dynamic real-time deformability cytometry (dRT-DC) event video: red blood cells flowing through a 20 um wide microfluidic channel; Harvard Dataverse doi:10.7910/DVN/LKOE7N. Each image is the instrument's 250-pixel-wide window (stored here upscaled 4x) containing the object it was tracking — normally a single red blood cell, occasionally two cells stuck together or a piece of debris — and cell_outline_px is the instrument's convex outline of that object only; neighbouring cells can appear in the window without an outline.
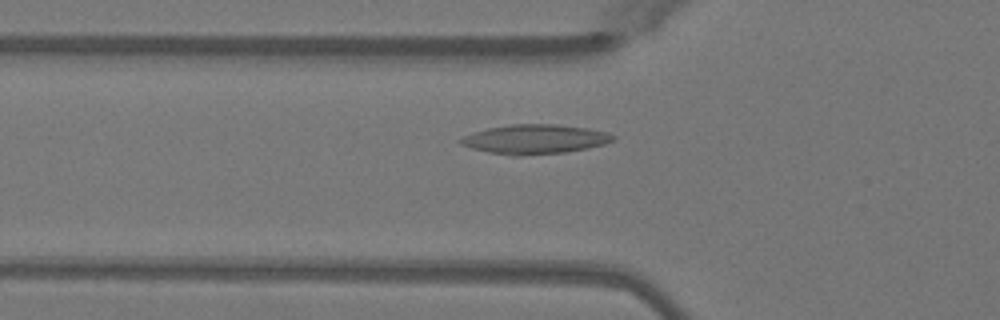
{"species": "Egyptian fruit bat (a non-hibernating species)", "species_latin": "Rousettus aegyptiacus", "temperature_condition": "warm", "stored_images_in_passage": 34, "camera_frame_rate_fps": 3000, "um_per_image_px": 0.085, "animal": {"sex": "female"}, "frame": {"image": 1, "passage_image": 15, "time_ms": 4.667, "image_size_px": [1000, 320], "cell_outline_px": [[616, 140], [604, 144], [588, 148], [564, 152], [520, 156], [512, 156], [488, 152], [472, 148], [460, 144], [456, 140], [472, 132], [488, 128], [508, 124], [556, 124], [588, 128], [604, 132], [616, 136]], "centroid_in_image_um": [45.43, 11.83], "position_along_channel_um": 80.4, "area_um2": 26.24}}
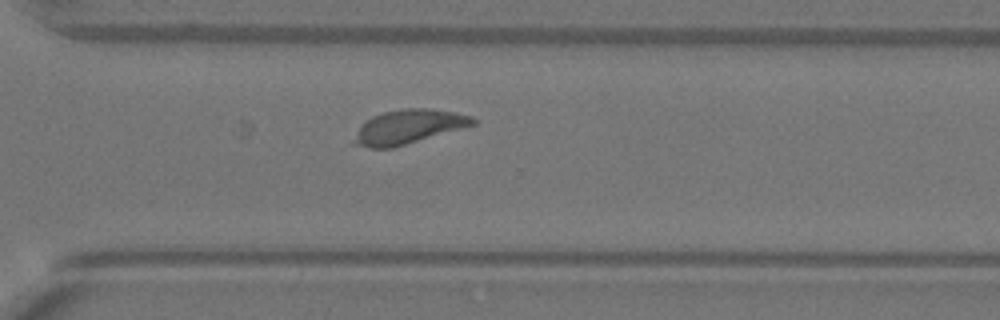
{"frame": {"image": 2, "passage_image": 34, "time_ms": 11.0, "image_size_px": [1000, 320], "cell_outline_px": [[476, 124], [392, 148], [368, 148], [348, 144], [348, 140], [372, 116], [384, 112], [404, 108], [428, 108], [456, 112], [472, 116], [476, 120]], "centroid_in_image_um": [34.66, 10.79], "position_along_channel_um": 335.9, "area_um2": 23.76}}